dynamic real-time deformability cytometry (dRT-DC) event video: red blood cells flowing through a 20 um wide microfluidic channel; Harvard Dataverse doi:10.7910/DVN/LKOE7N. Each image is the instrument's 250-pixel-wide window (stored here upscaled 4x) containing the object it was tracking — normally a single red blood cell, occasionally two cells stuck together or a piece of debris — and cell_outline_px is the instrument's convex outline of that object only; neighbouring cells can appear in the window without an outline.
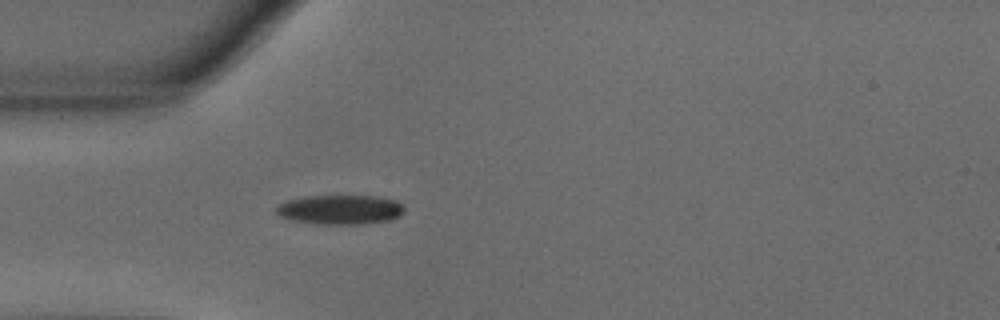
{"species": "common noctule bat (a hibernating species)", "species_latin": "Nyctalus noctula", "temperature_condition": "warm", "stored_images_in_passage": 40, "camera_frame_rate_fps": 3000, "um_per_image_px": 0.085, "animal": {"sex": "male", "body_mass_g": 18.8}, "frame": {"image": 1, "passage_image": 1, "time_ms": 0.0, "image_size_px": [1000, 320], "cell_outline_px": [[404, 212], [400, 216], [388, 220], [364, 224], [316, 224], [296, 220], [280, 216], [276, 212], [276, 208], [280, 204], [288, 200], [304, 196], [376, 196], [396, 200], [404, 204]], "centroid_in_image_um": [28.97, 17.81], "position_along_channel_um": 56.0, "area_um2": 21.96}}
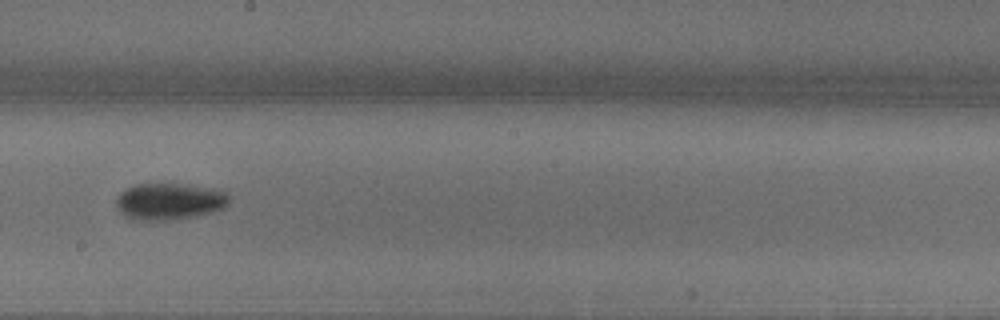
{"frame": {"image": 2, "passage_image": 16, "time_ms": 5.0, "image_size_px": [1000, 320], "cell_outline_px": [[228, 204], [224, 208], [212, 212], [196, 216], [168, 220], [136, 220], [124, 216], [116, 208], [116, 196], [124, 188], [136, 184], [188, 184], [220, 188], [228, 192]], "centroid_in_image_um": [14.41, 17.1], "position_along_channel_um": 233.8, "area_um2": 24.68}}
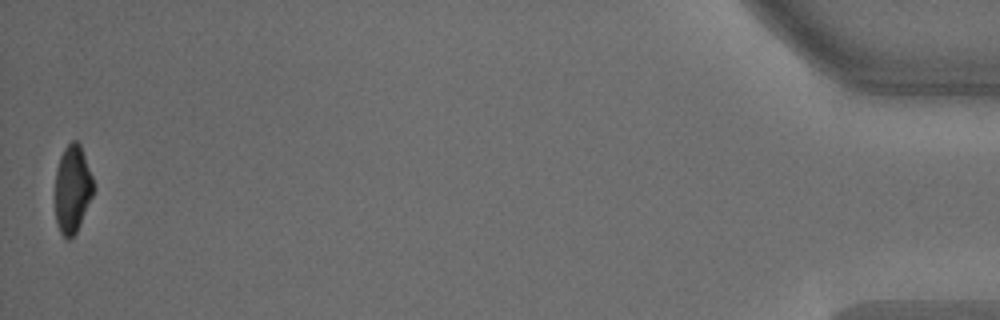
{"frame": {"image": 3, "passage_image": 40, "time_ms": 13.0, "image_size_px": [1000, 320], "cell_outline_px": [[96, 188], [80, 224], [76, 232], [68, 240], [60, 232], [56, 220], [56, 168], [60, 156], [64, 148], [72, 140], [76, 140], [80, 144], [92, 176]], "centroid_in_image_um": [6.17, 16.05], "position_along_channel_um": 429.0, "area_um2": 19.54}, "authors_computed_cell_mechanics": {"area_um2": 22.1085, "velocity_mm_per_s": 3.6258, "shape_relaxation_time_tau1_ms": 3.7195, "shape_relaxation_time_tau2_ms": null, "deformation_change_tau1": 0.1564, "deformation_change_tau2": null}}